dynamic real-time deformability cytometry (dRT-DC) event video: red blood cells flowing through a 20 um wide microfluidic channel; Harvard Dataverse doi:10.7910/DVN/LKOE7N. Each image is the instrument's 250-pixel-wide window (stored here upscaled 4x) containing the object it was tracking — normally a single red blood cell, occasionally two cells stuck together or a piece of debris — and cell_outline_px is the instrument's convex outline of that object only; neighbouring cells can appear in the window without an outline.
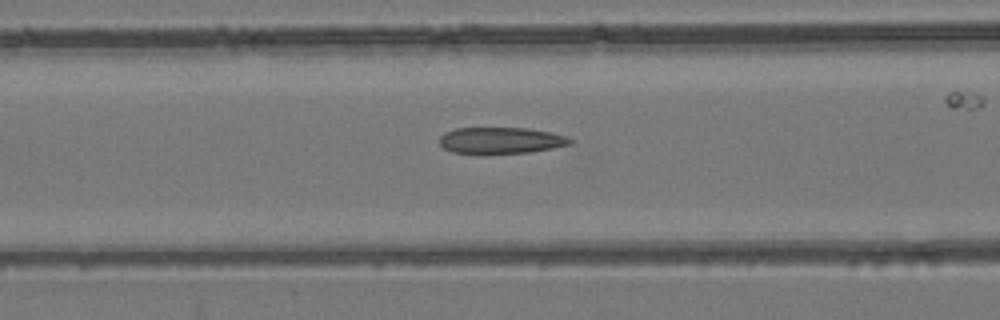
{"species": "common noctule bat (a hibernating species)", "species_latin": "Nyctalus noctula", "temperature_condition": "room temperature", "stored_images_in_passage": 31, "camera_frame_rate_fps": 3000, "um_per_image_px": 0.085, "animal": {"sex": "female", "body_mass_g": 24.6, "forearm_length_mm": 56.2}, "frame": {"image": 1, "passage_image": 10, "time_ms": 3.0, "image_size_px": [1000, 320], "cell_outline_px": [[572, 144], [552, 148], [528, 152], [484, 156], [476, 156], [452, 152], [444, 148], [440, 144], [440, 136], [444, 132], [456, 128], [528, 128], [552, 132], [568, 136], [572, 140]], "centroid_in_image_um": [42.53, 11.97], "position_along_channel_um": 124.1, "area_um2": 20.92}}
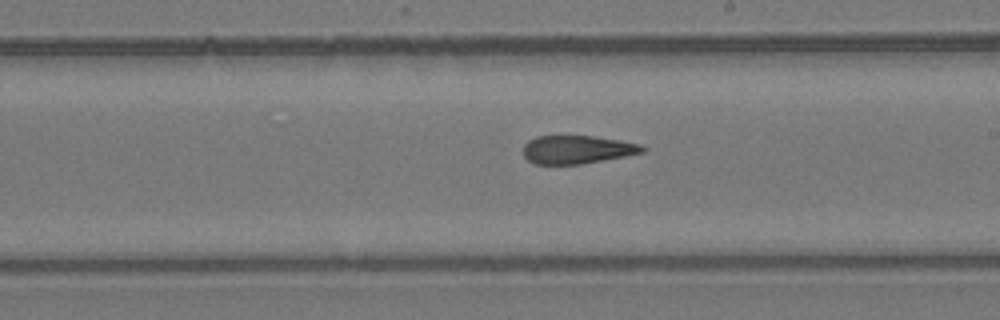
{"frame": {"image": 2, "passage_image": 19, "time_ms": 6.0, "image_size_px": [1000, 320], "cell_outline_px": [[648, 148], [644, 152], [624, 156], [580, 164], [536, 164], [528, 160], [524, 156], [524, 144], [528, 140], [536, 136], [592, 136], [620, 140], [640, 144]], "centroid_in_image_um": [49.06, 12.7], "position_along_channel_um": 239.9, "area_um2": 19.54}}
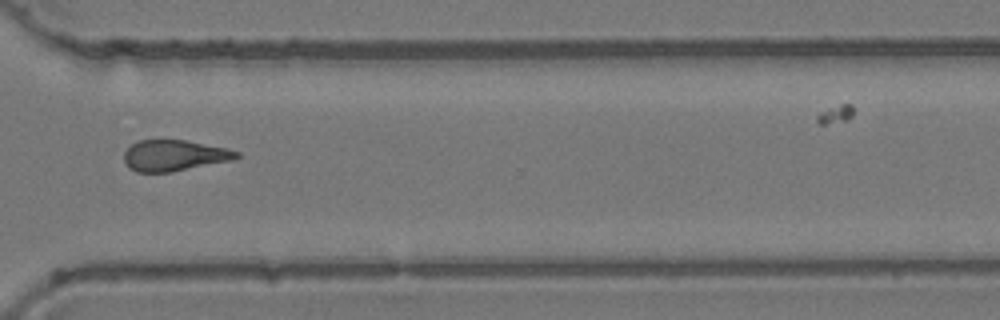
{"frame": {"image": 3, "passage_image": 28, "time_ms": 9.0, "image_size_px": [1000, 320], "cell_outline_px": [[240, 156], [232, 160], [172, 172], [136, 172], [128, 168], [124, 160], [124, 152], [132, 144], [140, 140], [184, 140], [224, 148], [240, 152]], "centroid_in_image_um": [14.78, 13.23], "position_along_channel_um": 355.8, "area_um2": 20.17}}